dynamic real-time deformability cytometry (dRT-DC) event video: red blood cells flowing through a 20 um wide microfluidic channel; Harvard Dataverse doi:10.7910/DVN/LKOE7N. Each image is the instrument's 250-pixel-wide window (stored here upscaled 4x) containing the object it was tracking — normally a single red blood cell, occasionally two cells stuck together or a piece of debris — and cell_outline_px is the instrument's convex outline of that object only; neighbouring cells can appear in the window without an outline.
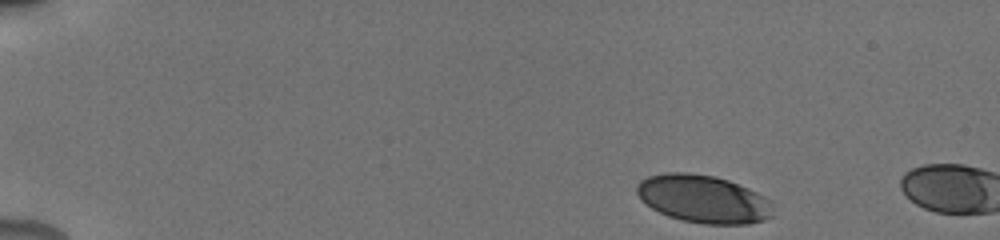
{"species": "human", "species_latin": "Homo sapiens", "temperature_condition": "cold", "stored_images_in_passage": 7, "camera_frame_rate_fps": 3000, "um_per_image_px": 0.085, "donor": {"sex": "male"}, "frame": {"image": 1, "passage_image": 1, "time_ms": 0.0, "image_size_px": [1000, 240], "cell_outline_px": [[772, 216], [764, 220], [748, 224], [704, 224], [680, 220], [668, 216], [652, 208], [636, 192], [636, 184], [640, 180], [648, 176], [668, 172], [688, 172], [716, 176], [728, 180], [748, 188], [764, 196], [768, 200], [772, 208]], "centroid_in_image_um": [59.78, 16.91], "position_along_channel_um": 25.2, "area_um2": 37.92}}